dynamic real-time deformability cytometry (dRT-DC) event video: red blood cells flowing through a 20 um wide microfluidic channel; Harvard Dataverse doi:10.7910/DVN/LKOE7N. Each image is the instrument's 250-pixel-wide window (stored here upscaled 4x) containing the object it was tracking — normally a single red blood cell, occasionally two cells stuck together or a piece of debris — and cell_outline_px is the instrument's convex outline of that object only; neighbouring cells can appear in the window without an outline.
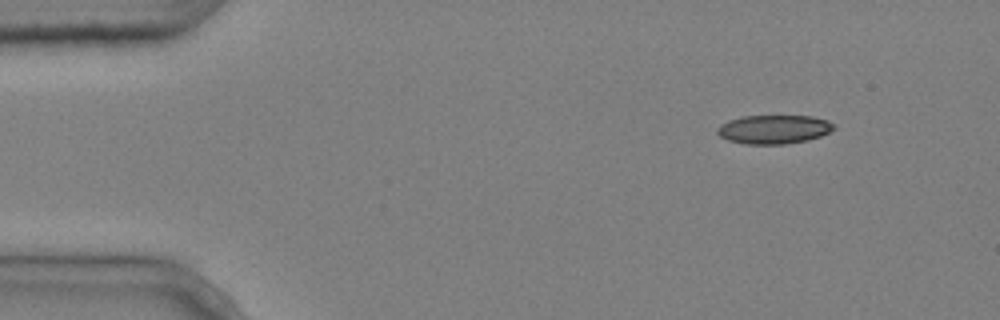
{"species": "common noctule bat (a hibernating species)", "species_latin": "Nyctalus noctula", "temperature_condition": "cold", "stored_images_in_passage": 2, "camera_frame_rate_fps": 3000, "um_per_image_px": 0.085, "animal": {"sex": "male", "body_mass_g": 20.4}, "frame": {"image": 1, "passage_image": 1, "time_ms": 0.0, "image_size_px": [1000, 320], "cell_outline_px": [[836, 128], [820, 136], [808, 140], [784, 144], [744, 144], [728, 140], [720, 136], [716, 132], [716, 128], [720, 124], [728, 120], [740, 116], [812, 116], [828, 120], [836, 124]], "centroid_in_image_um": [65.77, 10.99], "position_along_channel_um": 19.2, "area_um2": 19.77}}